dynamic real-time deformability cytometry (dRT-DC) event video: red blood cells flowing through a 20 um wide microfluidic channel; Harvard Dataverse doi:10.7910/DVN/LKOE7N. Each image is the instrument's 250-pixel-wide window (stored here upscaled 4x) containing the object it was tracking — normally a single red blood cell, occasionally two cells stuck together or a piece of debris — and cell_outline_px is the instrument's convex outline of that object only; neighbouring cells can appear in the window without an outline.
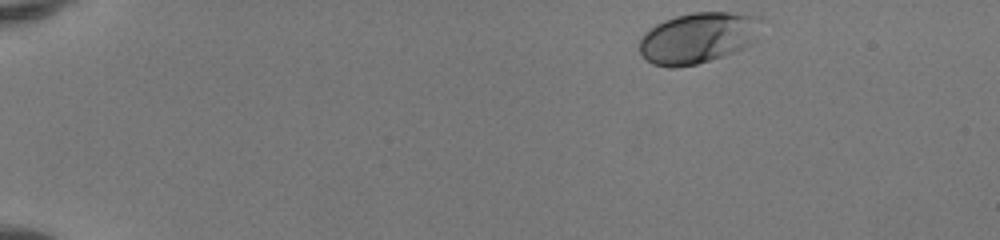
{"species": "human", "species_latin": "Homo sapiens", "temperature_condition": "room temperature", "stored_images_in_passage": 44, "camera_frame_rate_fps": 3000, "um_per_image_px": 0.085, "donor": {"sex": "female"}, "frame": {"image": 1, "passage_image": 1, "time_ms": 0.0, "image_size_px": [1000, 240], "cell_outline_px": [[760, 20], [752, 44], [736, 52], [724, 56], [696, 64], [676, 68], [668, 68], [652, 64], [640, 56], [640, 40], [644, 32], [648, 28], [664, 20], [676, 16], [692, 12], [728, 12], [760, 16]], "centroid_in_image_um": [59.27, 3.23], "position_along_channel_um": 25.7, "area_um2": 36.3}}
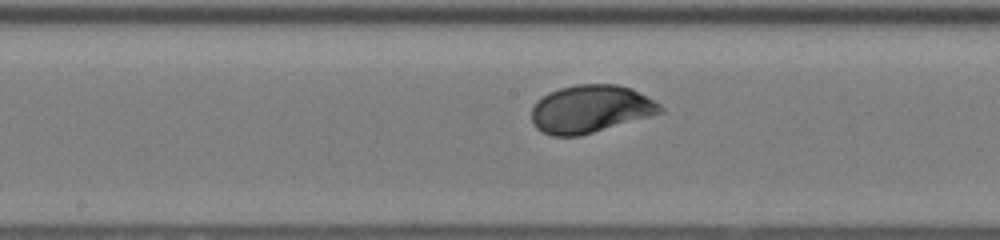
{"frame": {"image": 2, "passage_image": 22, "time_ms": 7.0, "image_size_px": [1000, 240], "cell_outline_px": [[664, 112], [652, 116], [580, 136], [552, 136], [536, 128], [532, 124], [532, 108], [536, 100], [548, 92], [560, 88], [576, 84], [616, 84], [632, 88], [660, 104], [664, 108]], "centroid_in_image_um": [50.19, 9.26], "position_along_channel_um": 198.0, "area_um2": 36.07}}
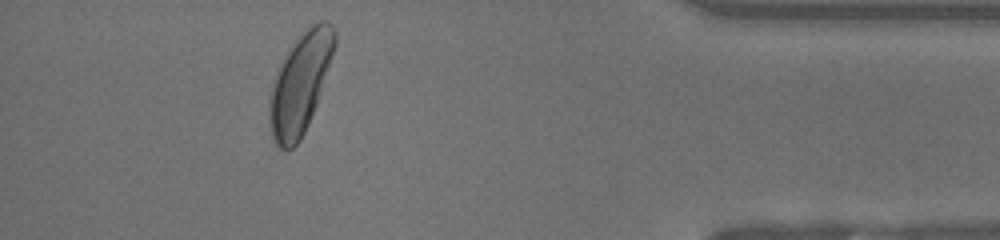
{"frame": {"image": 3, "passage_image": 40, "time_ms": 13.0, "image_size_px": [1000, 240], "cell_outline_px": [[336, 44], [316, 104], [308, 124], [300, 140], [292, 148], [280, 148], [272, 140], [268, 124], [268, 100], [272, 84], [276, 72], [288, 48], [312, 24], [320, 20], [328, 20], [332, 24], [336, 32]], "centroid_in_image_um": [25.48, 7.09], "position_along_channel_um": 409.7, "area_um2": 37.97}, "authors_computed_cell_mechanics": {"area_um2": 35.2002, "velocity_mm_per_s": 4.112, "shape_relaxation_time_tau1_ms": 1.5654, "shape_relaxation_time_tau2_ms": null, "deformation_change_tau1": 0.1288, "deformation_change_tau2": null}}